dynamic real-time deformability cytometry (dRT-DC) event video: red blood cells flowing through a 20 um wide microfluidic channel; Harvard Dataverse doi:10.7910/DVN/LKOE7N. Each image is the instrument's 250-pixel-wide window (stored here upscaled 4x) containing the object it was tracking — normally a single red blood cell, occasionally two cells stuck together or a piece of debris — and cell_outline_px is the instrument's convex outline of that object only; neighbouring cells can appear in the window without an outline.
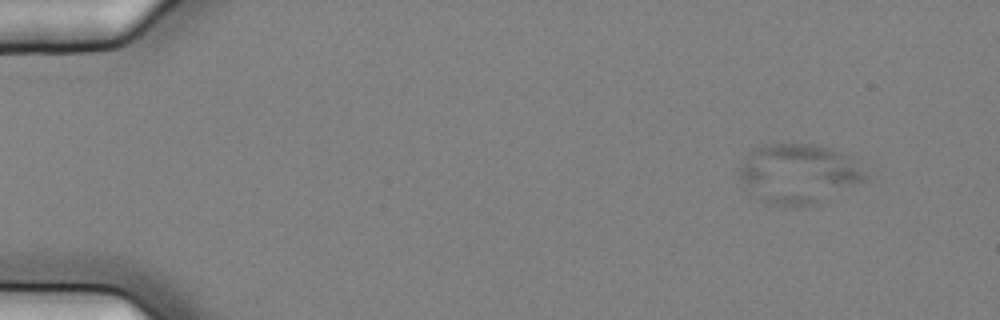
{"species": "common noctule bat (a hibernating species)", "species_latin": "Nyctalus noctula", "temperature_condition": "cold", "stored_images_in_passage": 3, "camera_frame_rate_fps": 3000, "um_per_image_px": 0.085, "animal": {"sex": "female", "body_mass_g": 25.1}, "frame": {"image": 1, "passage_image": 1, "time_ms": 0.0, "image_size_px": [1000, 320], "cell_outline_px": [[868, 180], [812, 204], [792, 208], [772, 204], [760, 200], [748, 192], [744, 188], [740, 180], [740, 164], [748, 152], [756, 148], [768, 144], [816, 144], [840, 152], [848, 156], [868, 176]], "centroid_in_image_um": [67.81, 14.77], "position_along_channel_um": 17.2, "area_um2": 43.58}}